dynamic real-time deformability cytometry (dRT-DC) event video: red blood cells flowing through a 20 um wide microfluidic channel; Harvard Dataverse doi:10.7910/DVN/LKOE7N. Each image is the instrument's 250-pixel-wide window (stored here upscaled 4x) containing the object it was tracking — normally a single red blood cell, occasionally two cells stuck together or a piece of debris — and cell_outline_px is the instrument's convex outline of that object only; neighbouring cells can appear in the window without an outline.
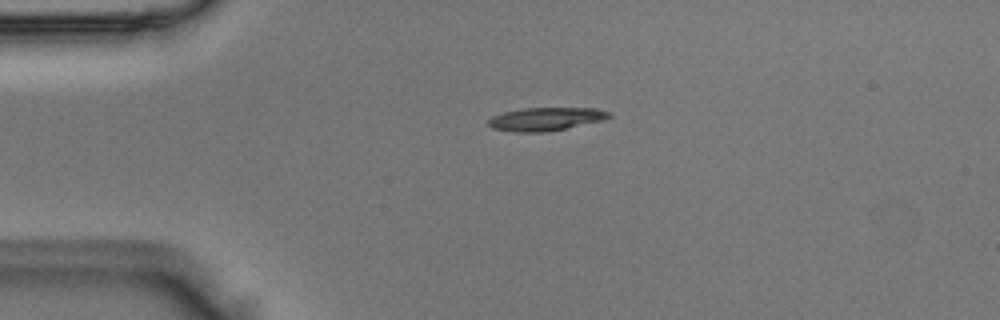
{"species": "Egyptian fruit bat (a non-hibernating species)", "species_latin": "Rousettus aegyptiacus", "temperature_condition": "room temperature", "stored_images_in_passage": 4, "camera_frame_rate_fps": 3000, "um_per_image_px": 0.085, "animal": {"sex": "male"}, "frame": {"image": 1, "passage_image": 3, "time_ms": 0.667, "image_size_px": [1000, 320], "cell_outline_px": [[612, 116], [604, 120], [548, 132], [516, 132], [492, 128], [488, 124], [488, 120], [492, 116], [504, 112], [524, 108], [596, 108], [612, 112]], "centroid_in_image_um": [46.43, 10.11], "position_along_channel_um": 38.6, "area_um2": 16.42}}